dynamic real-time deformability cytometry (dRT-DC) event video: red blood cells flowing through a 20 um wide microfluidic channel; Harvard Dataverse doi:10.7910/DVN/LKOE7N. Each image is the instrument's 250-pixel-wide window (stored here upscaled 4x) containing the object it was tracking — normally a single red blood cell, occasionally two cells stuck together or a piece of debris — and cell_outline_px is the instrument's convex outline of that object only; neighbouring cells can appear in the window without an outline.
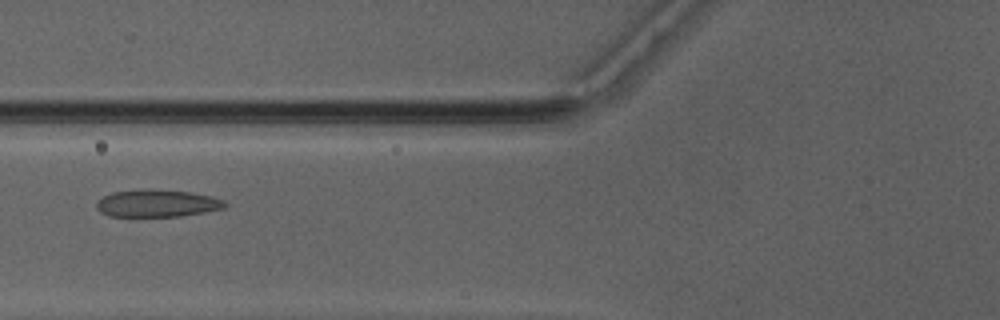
{"species": "Egyptian fruit bat (a non-hibernating species)", "species_latin": "Rousettus aegyptiacus", "temperature_condition": "warm", "stored_images_in_passage": 37, "camera_frame_rate_fps": 3000, "um_per_image_px": 0.085, "animal": {"sex": "male"}, "frame": {"image": 1, "passage_image": 11, "time_ms": 3.333, "image_size_px": [1000, 320], "cell_outline_px": [[228, 204], [224, 208], [204, 212], [180, 216], [108, 216], [100, 212], [96, 208], [96, 204], [104, 196], [112, 192], [188, 192], [212, 196], [224, 200]], "centroid_in_image_um": [13.39, 17.34], "position_along_channel_um": 112.4, "area_um2": 19.36}}
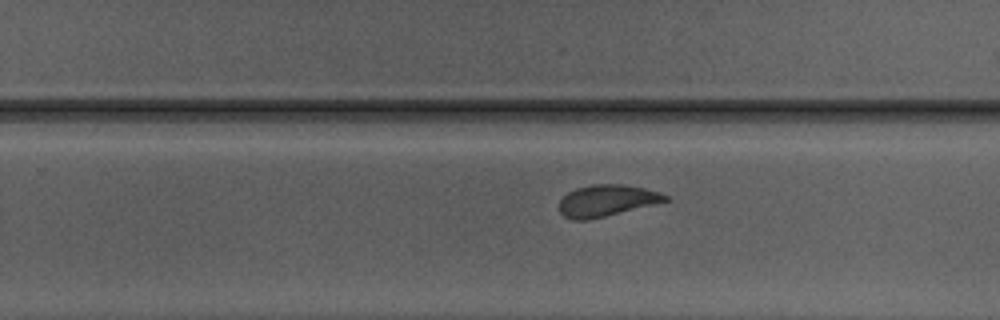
{"frame": {"image": 2, "passage_image": 23, "time_ms": 7.333, "image_size_px": [1000, 320], "cell_outline_px": [[668, 200], [588, 220], [572, 220], [564, 216], [560, 212], [560, 200], [568, 192], [576, 188], [592, 184], [624, 184], [644, 188], [660, 192], [668, 196]], "centroid_in_image_um": [51.53, 17.04], "position_along_channel_um": 278.3, "area_um2": 19.19}}
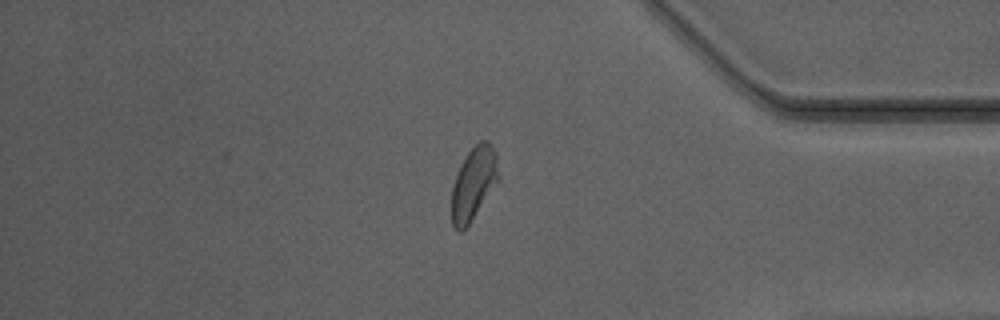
{"frame": {"image": 3, "passage_image": 33, "time_ms": 10.667, "image_size_px": [1000, 320], "cell_outline_px": [[500, 180], [468, 224], [460, 232], [456, 232], [452, 224], [452, 188], [460, 164], [468, 152], [480, 140], [488, 140], [492, 144], [496, 152], [500, 176]], "centroid_in_image_um": [40.29, 15.56], "position_along_channel_um": 394.9, "area_um2": 20.0}, "authors_computed_cell_mechanics": {"area_um2": 20.1144, "velocity_mm_per_s": 4.1447, "shape_relaxation_time_tau1_ms": 5.4312, "shape_relaxation_time_tau2_ms": 0.9973, "deformation_change_tau1": 0.1842, "deformation_change_tau2": 0.0526}}